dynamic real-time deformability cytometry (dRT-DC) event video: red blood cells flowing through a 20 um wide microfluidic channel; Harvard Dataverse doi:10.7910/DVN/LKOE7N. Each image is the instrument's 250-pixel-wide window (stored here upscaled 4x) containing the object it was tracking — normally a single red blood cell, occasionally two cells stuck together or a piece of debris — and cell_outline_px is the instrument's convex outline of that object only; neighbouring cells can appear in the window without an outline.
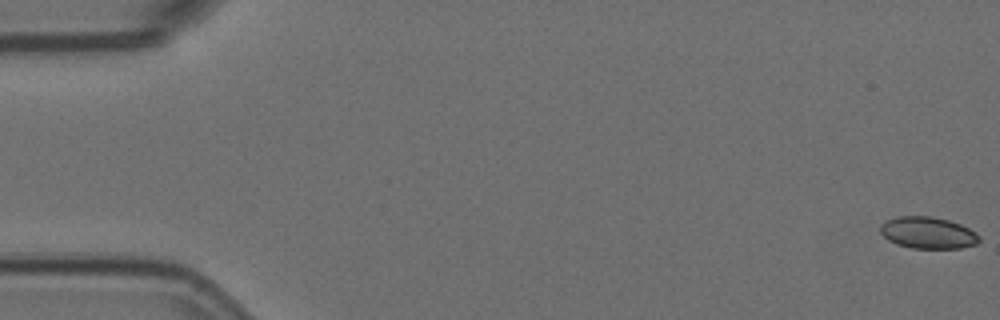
{"species": "Egyptian fruit bat (a non-hibernating species)", "species_latin": "Rousettus aegyptiacus", "temperature_condition": "room temperature", "stored_images_in_passage": 56, "camera_frame_rate_fps": 3000, "um_per_image_px": 0.085, "animal": {"sex": "female"}, "frame": {"image": 1, "passage_image": 1, "time_ms": 0.0, "image_size_px": [1000, 320], "cell_outline_px": [[980, 240], [976, 244], [960, 248], [912, 248], [896, 244], [888, 240], [880, 232], [880, 224], [896, 216], [932, 216], [948, 220], [960, 224], [976, 232], [980, 236]], "centroid_in_image_um": [78.87, 19.78], "position_along_channel_um": 6.1, "area_um2": 18.32}}
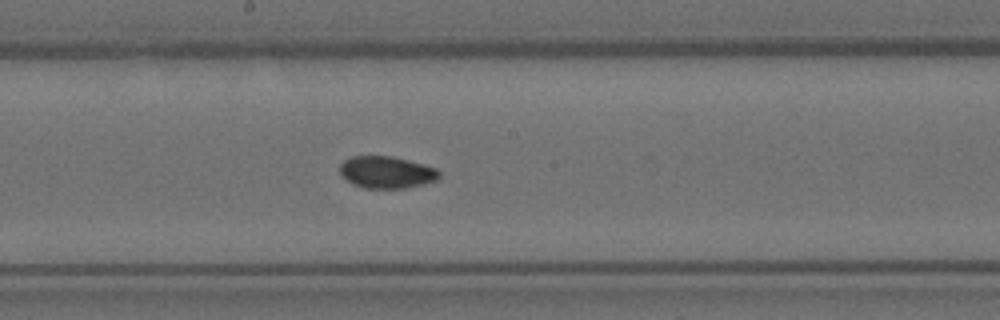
{"frame": {"image": 2, "passage_image": 31, "time_ms": 10.0, "image_size_px": [1000, 320], "cell_outline_px": [[440, 176], [436, 180], [424, 184], [404, 188], [364, 188], [352, 184], [340, 176], [340, 164], [344, 160], [352, 156], [392, 156], [408, 160], [436, 168], [440, 172]], "centroid_in_image_um": [32.83, 14.64], "position_along_channel_um": 215.4, "area_um2": 18.61}}
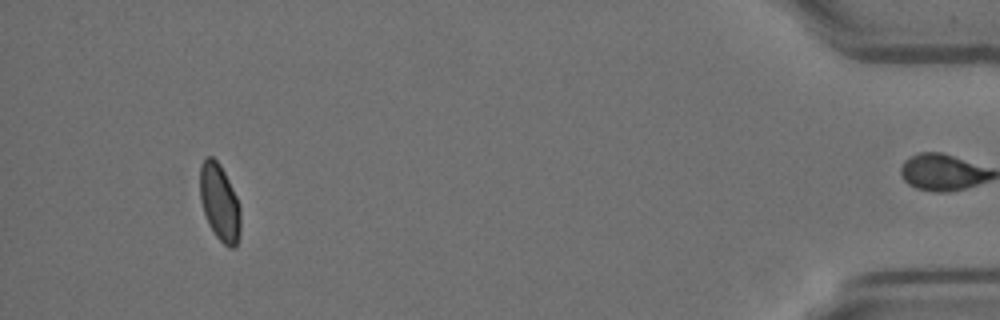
{"frame": {"image": 3, "passage_image": 54, "time_ms": 17.667, "image_size_px": [1000, 320], "cell_outline_px": [[240, 232], [236, 248], [228, 248], [216, 236], [208, 224], [200, 200], [200, 164], [204, 156], [212, 156], [220, 164], [236, 196], [240, 208]], "centroid_in_image_um": [18.65, 17.21], "position_along_channel_um": 416.5, "area_um2": 18.26}}